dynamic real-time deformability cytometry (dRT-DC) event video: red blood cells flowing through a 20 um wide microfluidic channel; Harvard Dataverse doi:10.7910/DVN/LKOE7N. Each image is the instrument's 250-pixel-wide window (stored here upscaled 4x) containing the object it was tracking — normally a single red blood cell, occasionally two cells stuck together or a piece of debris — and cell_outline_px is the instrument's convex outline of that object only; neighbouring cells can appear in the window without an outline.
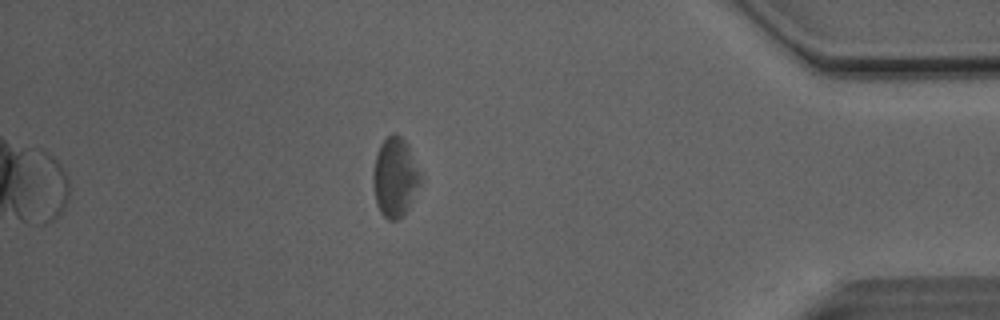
{"species": "Egyptian fruit bat (a non-hibernating species)", "species_latin": "Rousettus aegyptiacus", "temperature_condition": "room temperature", "stored_images_in_passage": 33, "segment_of_instrument_passage": [2, 3], "camera_frame_rate_fps": 3000, "um_per_image_px": 0.085, "animal": {"sex": "male"}, "frame": {"image": 1, "passage_image": 32, "time_ms": 10.333, "image_size_px": [1000, 320], "cell_outline_px": [[68, 196], [64, 208], [52, 220], [44, 224], [36, 224], [44, 152], [52, 156], [60, 164], [68, 176]], "centroid_in_image_um": [4.4, 16.17], "position_along_channel_um": 430.8, "area_um2": 11.33}}